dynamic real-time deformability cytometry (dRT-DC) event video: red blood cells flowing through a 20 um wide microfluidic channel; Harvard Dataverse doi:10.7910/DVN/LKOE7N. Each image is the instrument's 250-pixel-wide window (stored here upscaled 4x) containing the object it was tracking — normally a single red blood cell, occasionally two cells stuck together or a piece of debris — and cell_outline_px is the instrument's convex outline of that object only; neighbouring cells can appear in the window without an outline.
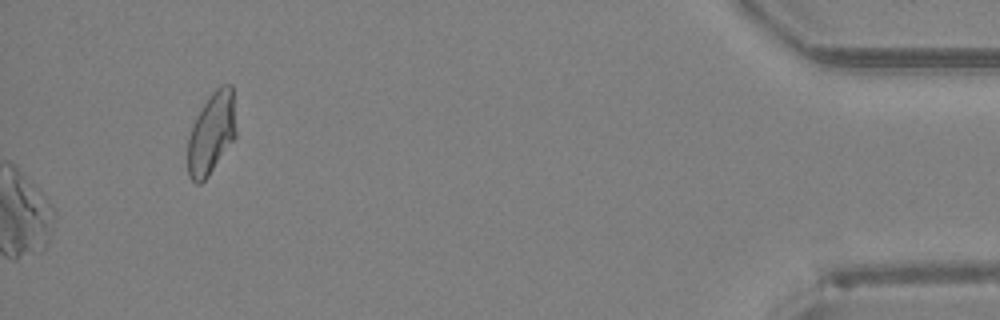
{"species": "Egyptian fruit bat (a non-hibernating species)", "species_latin": "Rousettus aegyptiacus", "temperature_condition": "room temperature", "stored_images_in_passage": 42, "camera_frame_rate_fps": 3000, "um_per_image_px": 0.085, "animal": {"sex": "female"}, "frame": {"image": 1, "passage_image": 42, "time_ms": 13.667, "image_size_px": [1000, 320], "cell_outline_px": [[236, 136], [208, 176], [200, 184], [196, 184], [188, 176], [188, 136], [192, 124], [196, 116], [208, 96], [220, 84], [232, 84], [236, 128]], "centroid_in_image_um": [17.97, 11.3], "position_along_channel_um": 417.2, "area_um2": 23.12}}